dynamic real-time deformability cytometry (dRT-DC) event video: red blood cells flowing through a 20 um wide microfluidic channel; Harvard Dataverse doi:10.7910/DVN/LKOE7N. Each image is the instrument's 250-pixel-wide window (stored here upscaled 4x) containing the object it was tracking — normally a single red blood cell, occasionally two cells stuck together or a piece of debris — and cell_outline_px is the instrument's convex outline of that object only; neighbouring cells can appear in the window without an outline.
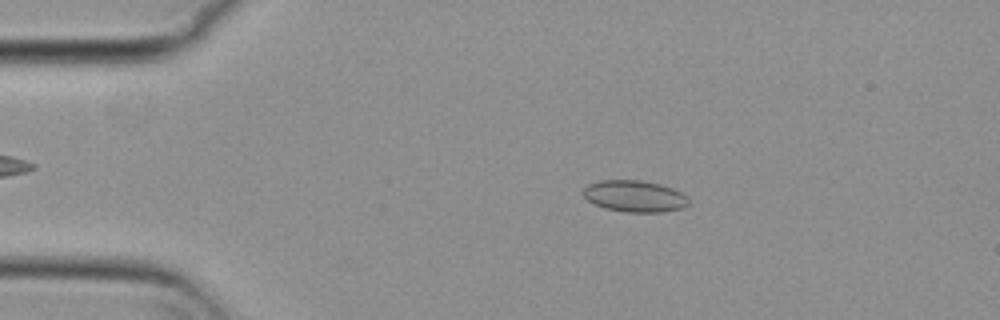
{"species": "common noctule bat (a hibernating species)", "species_latin": "Nyctalus noctula", "temperature_condition": "cold", "stored_images_in_passage": 55, "camera_frame_rate_fps": 3000, "um_per_image_px": 0.085, "animal": {"sex": "female", "body_mass_g": 29.2, "forearm_length_mm": 56.3}, "frame": {"image": 1, "passage_image": 10, "time_ms": 3.0, "image_size_px": [1000, 320], "cell_outline_px": [[688, 204], [680, 208], [660, 212], [628, 212], [604, 208], [588, 200], [580, 192], [588, 184], [600, 180], [640, 180], [660, 184], [672, 188], [688, 196]], "centroid_in_image_um": [53.91, 16.66], "position_along_channel_um": 31.1, "area_um2": 19.31}}
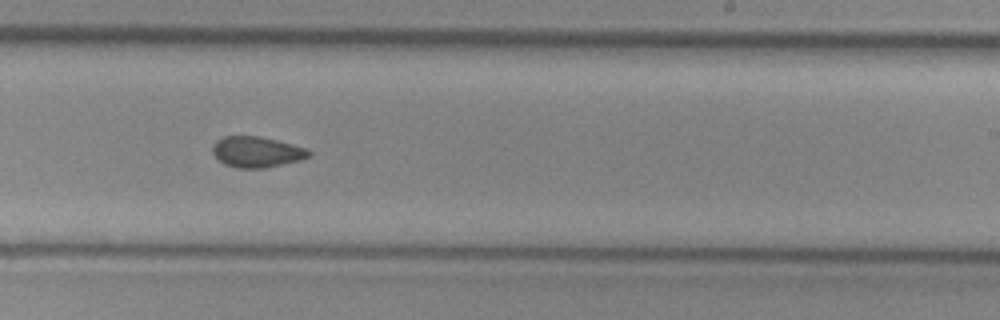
{"frame": {"image": 2, "passage_image": 33, "time_ms": 10.667, "image_size_px": [1000, 320], "cell_outline_px": [[312, 152], [308, 156], [300, 160], [264, 168], [236, 168], [224, 164], [216, 160], [212, 152], [212, 148], [216, 140], [224, 136], [256, 136], [276, 140], [304, 148]], "centroid_in_image_um": [21.75, 12.92], "position_along_channel_um": 267.3, "area_um2": 17.17}}
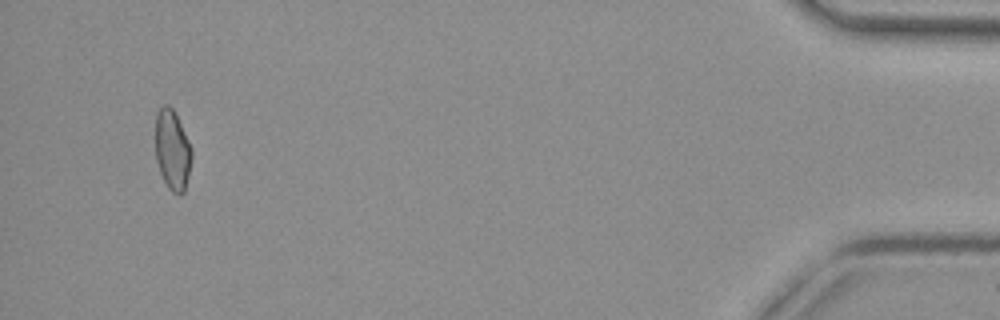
{"frame": {"image": 3, "passage_image": 52, "time_ms": 17.0, "image_size_px": [1000, 320], "cell_outline_px": [[192, 156], [188, 176], [184, 192], [172, 192], [168, 188], [160, 172], [156, 160], [156, 112], [164, 104], [168, 104], [172, 108], [192, 148]], "centroid_in_image_um": [14.64, 12.73], "position_along_channel_um": 420.6, "area_um2": 16.65}, "authors_computed_cell_mechanics": {"area_um2": 17.5134, "velocity_mm_per_s": 3.7298, "shape_relaxation_time_tau1_ms": null, "shape_relaxation_time_tau2_ms": 3.981, "deformation_change_tau1": null, "deformation_change_tau2": 0.0627}}